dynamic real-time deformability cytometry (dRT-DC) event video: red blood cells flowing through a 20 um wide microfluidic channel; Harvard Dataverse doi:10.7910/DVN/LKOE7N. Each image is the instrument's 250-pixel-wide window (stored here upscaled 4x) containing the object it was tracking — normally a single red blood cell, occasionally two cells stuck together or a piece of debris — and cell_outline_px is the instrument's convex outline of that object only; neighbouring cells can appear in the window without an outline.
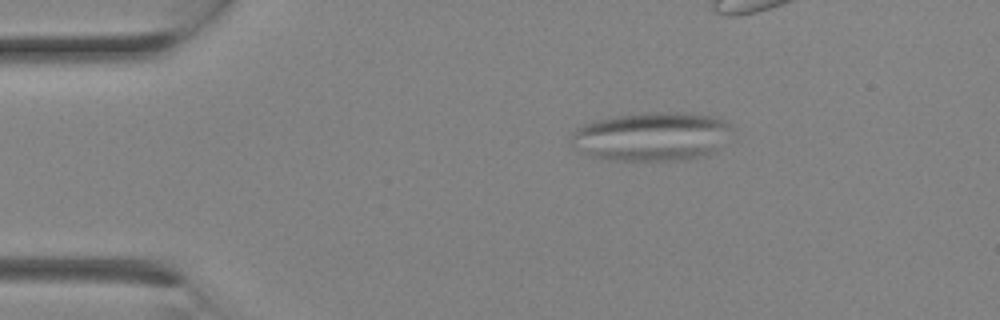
{"species": "Egyptian fruit bat (a non-hibernating species)", "species_latin": "Rousettus aegyptiacus", "temperature_condition": "room temperature", "stored_images_in_passage": 5, "camera_frame_rate_fps": 3000, "um_per_image_px": 0.085, "animal": {"sex": "female"}, "frame": {"image": 1, "passage_image": 1, "time_ms": 0.0, "image_size_px": [1000, 320], "cell_outline_px": [[732, 128], [716, 152], [708, 156], [684, 160], [612, 160], [592, 156], [572, 148], [568, 144], [572, 132], [576, 128], [584, 124], [596, 120], [616, 116], [656, 112], [692, 112], [712, 116], [724, 120], [732, 124]], "centroid_in_image_um": [55.39, 11.61], "position_along_channel_um": 29.6, "area_um2": 46.24}}